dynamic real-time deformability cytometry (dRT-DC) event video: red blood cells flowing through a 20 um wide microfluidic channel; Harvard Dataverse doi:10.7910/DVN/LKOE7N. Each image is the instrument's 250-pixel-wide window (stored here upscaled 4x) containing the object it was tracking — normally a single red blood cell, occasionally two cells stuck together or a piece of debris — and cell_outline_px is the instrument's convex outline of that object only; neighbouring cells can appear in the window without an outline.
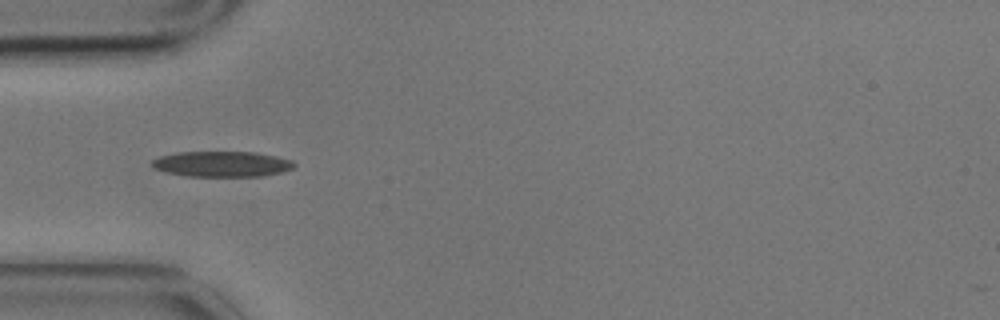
{"species": "common noctule bat (a hibernating species)", "species_latin": "Nyctalus noctula", "temperature_condition": "cold", "stored_images_in_passage": 5, "camera_frame_rate_fps": 3000, "um_per_image_px": 0.085, "animal": {"sex": "male", "body_mass_g": 17.9}, "frame": {"image": 1, "passage_image": 3, "time_ms": 0.667, "image_size_px": [1000, 320], "cell_outline_px": [[296, 164], [292, 168], [284, 172], [264, 176], [184, 176], [152, 168], [152, 160], [160, 156], [176, 152], [256, 152], [276, 156], [292, 160]], "centroid_in_image_um": [18.88, 13.94], "position_along_channel_um": 66.1, "area_um2": 21.27}}